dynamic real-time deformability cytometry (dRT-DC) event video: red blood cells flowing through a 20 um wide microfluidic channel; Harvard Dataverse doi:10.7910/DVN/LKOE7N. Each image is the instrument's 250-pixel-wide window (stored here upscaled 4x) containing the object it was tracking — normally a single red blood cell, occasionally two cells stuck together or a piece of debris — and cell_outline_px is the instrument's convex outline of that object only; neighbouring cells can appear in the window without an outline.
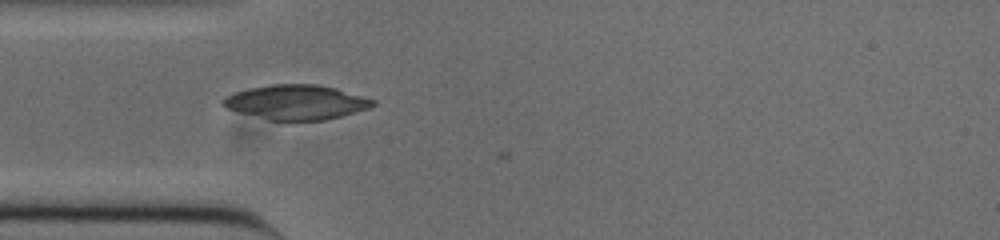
{"species": "common noctule bat (a hibernating species)", "species_latin": "Nyctalus noctula", "temperature_condition": "cold", "stored_images_in_passage": 6, "camera_frame_rate_fps": 3000, "um_per_image_px": 0.085, "animal": {"sex": "male", "body_mass_g": 20.0, "forearm_length_mm": 53.3}, "frame": {"image": 1, "passage_image": 5, "time_ms": 1.333, "image_size_px": [1000, 240], "cell_outline_px": [[376, 104], [368, 108], [340, 116], [324, 120], [268, 120], [224, 108], [220, 104], [220, 100], [224, 96], [248, 88], [272, 84], [316, 84], [336, 88], [376, 100]], "centroid_in_image_um": [25.12, 8.68], "position_along_channel_um": 59.9, "area_um2": 30.29}}